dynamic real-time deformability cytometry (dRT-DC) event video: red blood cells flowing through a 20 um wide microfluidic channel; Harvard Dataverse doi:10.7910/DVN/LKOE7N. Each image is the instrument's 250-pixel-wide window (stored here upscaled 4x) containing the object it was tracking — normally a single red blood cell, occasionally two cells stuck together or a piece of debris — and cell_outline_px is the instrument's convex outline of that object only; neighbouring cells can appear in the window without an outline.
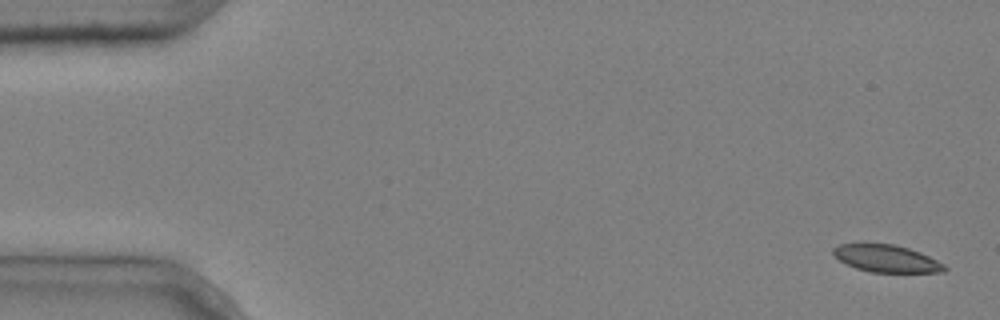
{"species": "common noctule bat (a hibernating species)", "species_latin": "Nyctalus noctula", "temperature_condition": "cold", "stored_images_in_passage": 5, "camera_frame_rate_fps": 3000, "um_per_image_px": 0.085, "animal": {"sex": "male", "body_mass_g": 20.4}, "frame": {"image": 1, "passage_image": 1, "time_ms": 0.0, "image_size_px": [1000, 320], "cell_outline_px": [[948, 268], [944, 272], [872, 272], [856, 268], [840, 260], [832, 252], [832, 248], [840, 244], [892, 244], [908, 248], [920, 252], [944, 264]], "centroid_in_image_um": [75.37, 21.98], "position_along_channel_um": 9.6, "area_um2": 17.4}}
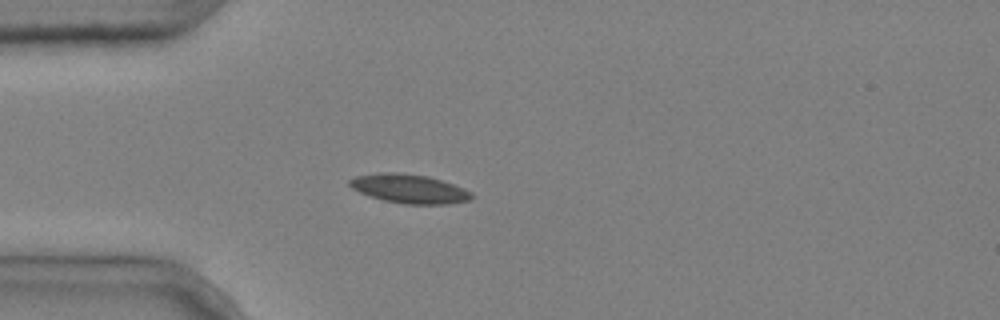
{"frame": {"image": 2, "passage_image": 4, "time_ms": 1.0, "image_size_px": [1000, 320], "cell_outline_px": [[476, 196], [472, 200], [448, 204], [404, 204], [384, 200], [360, 192], [352, 188], [348, 184], [348, 180], [356, 176], [380, 172], [396, 172], [428, 176], [464, 188], [472, 192]], "centroid_in_image_um": [34.83, 16.04], "position_along_channel_um": 50.2, "area_um2": 20.63}}